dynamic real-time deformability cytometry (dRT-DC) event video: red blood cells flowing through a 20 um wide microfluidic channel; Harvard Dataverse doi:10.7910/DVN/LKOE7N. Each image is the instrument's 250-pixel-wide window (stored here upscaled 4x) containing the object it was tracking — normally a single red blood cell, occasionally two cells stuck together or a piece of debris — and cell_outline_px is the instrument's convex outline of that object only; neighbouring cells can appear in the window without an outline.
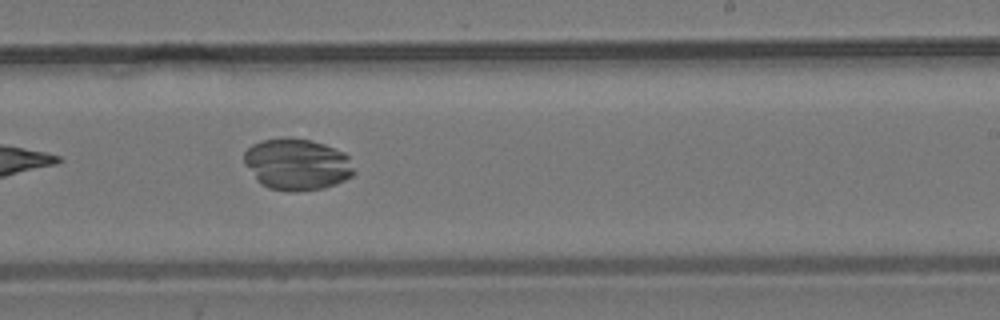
{"species": "common noctule bat (a hibernating species)", "species_latin": "Nyctalus noctula", "temperature_condition": "room temperature", "stored_images_in_passage": 9, "camera_frame_rate_fps": 3000, "um_per_image_px": 0.085, "animal": {"sex": "male", "body_mass_g": 19.2, "forearm_length_mm": 51.8}, "frame": {"image": 1, "passage_image": 8, "time_ms": 8.333, "image_size_px": [1000, 320], "cell_outline_px": [[356, 172], [352, 176], [336, 184], [324, 188], [292, 192], [288, 192], [268, 188], [260, 184], [256, 180], [244, 164], [244, 152], [252, 144], [264, 140], [288, 136], [292, 136], [312, 140], [324, 144], [344, 152], [348, 156]], "centroid_in_image_um": [25.23, 13.96], "position_along_channel_um": 263.8, "area_um2": 33.52}}
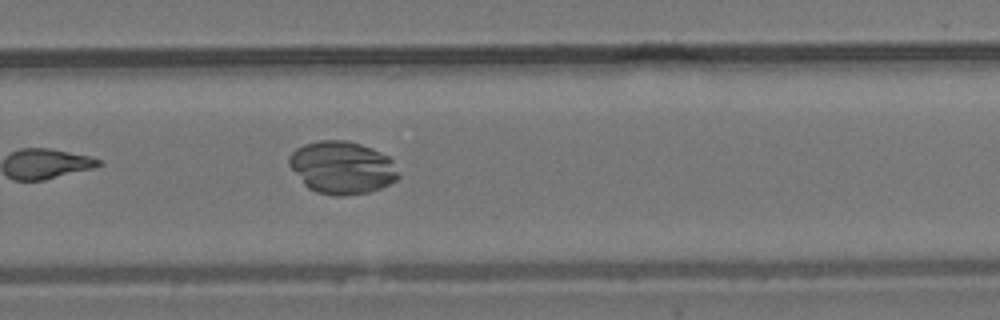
{"frame": {"image": 2, "passage_image": 9, "time_ms": 9.333, "image_size_px": [1000, 320], "cell_outline_px": [[400, 176], [396, 180], [380, 188], [368, 192], [340, 196], [332, 196], [316, 192], [308, 188], [304, 184], [288, 164], [288, 156], [296, 148], [304, 144], [320, 140], [348, 140], [372, 148], [388, 156], [392, 160]], "centroid_in_image_um": [29.05, 14.24], "position_along_channel_um": 300.7, "area_um2": 33.58}}